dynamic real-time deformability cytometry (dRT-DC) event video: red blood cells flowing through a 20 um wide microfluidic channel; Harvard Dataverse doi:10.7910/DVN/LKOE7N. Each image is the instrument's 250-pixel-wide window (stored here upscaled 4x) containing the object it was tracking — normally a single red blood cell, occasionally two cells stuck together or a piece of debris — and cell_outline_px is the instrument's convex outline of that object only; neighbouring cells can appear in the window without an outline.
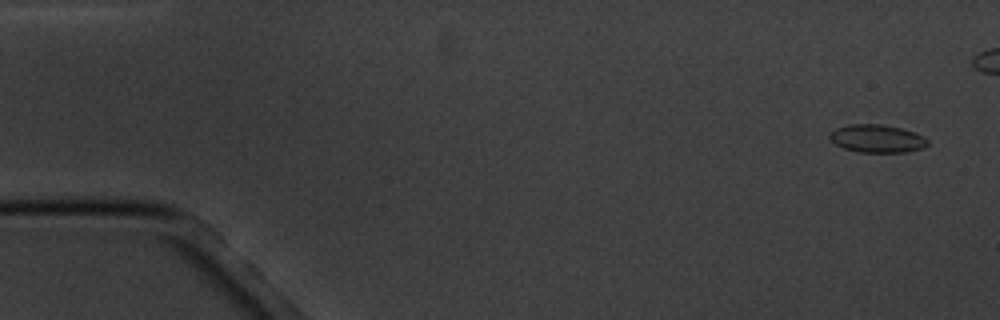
{"species": "common noctule bat (a hibernating species)", "species_latin": "Nyctalus noctula", "temperature_condition": "cold", "stored_images_in_passage": 8, "camera_frame_rate_fps": 3000, "um_per_image_px": 0.085, "animal": {"sex": "male", "body_mass_g": 20.1, "forearm_length_mm": 53.5}, "frame": {"image": 1, "passage_image": 1, "time_ms": 0.0, "image_size_px": [1000, 320], "cell_outline_px": [[928, 144], [924, 148], [908, 152], [860, 152], [844, 148], [836, 144], [828, 136], [836, 128], [848, 124], [880, 124], [900, 128], [916, 132], [924, 136], [928, 140]], "centroid_in_image_um": [74.59, 11.78], "position_along_channel_um": 10.4, "area_um2": 15.95}}
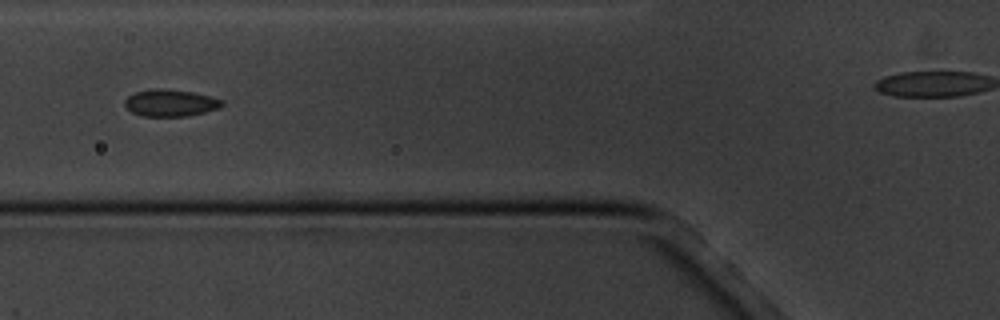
{"frame": {"image": 2, "passage_image": 6, "time_ms": 6.333, "image_size_px": [1000, 320], "cell_outline_px": [[224, 104], [220, 108], [188, 116], [140, 116], [132, 112], [124, 104], [124, 100], [128, 96], [136, 92], [152, 88], [160, 88], [192, 92], [224, 100]], "centroid_in_image_um": [14.48, 8.75], "position_along_channel_um": 111.3, "area_um2": 15.26}}